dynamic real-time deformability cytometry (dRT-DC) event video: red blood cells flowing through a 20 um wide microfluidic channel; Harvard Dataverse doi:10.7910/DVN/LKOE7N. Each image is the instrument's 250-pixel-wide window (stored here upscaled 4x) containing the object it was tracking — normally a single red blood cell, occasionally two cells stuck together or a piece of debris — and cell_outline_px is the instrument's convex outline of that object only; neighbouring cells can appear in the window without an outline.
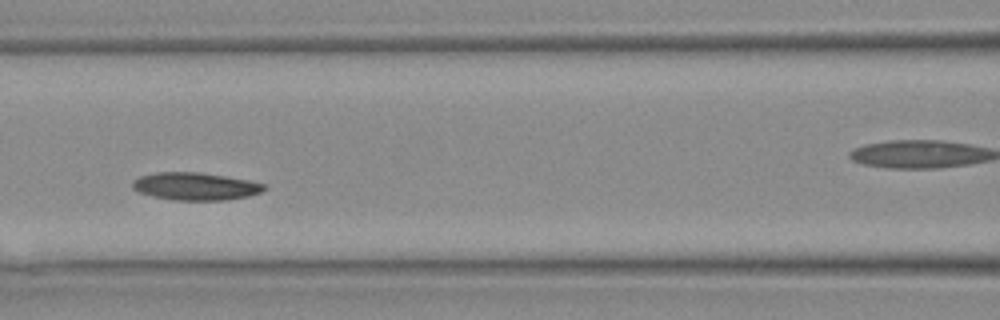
{"species": "Egyptian fruit bat (a non-hibernating species)", "species_latin": "Rousettus aegyptiacus", "temperature_condition": "warm", "stored_images_in_passage": 11, "camera_frame_rate_fps": 3000, "um_per_image_px": 0.085, "animal": {"sex": "female"}, "frame": {"image": 1, "passage_image": 7, "time_ms": 2.0, "image_size_px": [1000, 320], "cell_outline_px": [[264, 188], [260, 192], [248, 196], [228, 200], [176, 200], [152, 196], [140, 192], [132, 188], [132, 180], [140, 176], [156, 172], [200, 172], [248, 180], [264, 184]], "centroid_in_image_um": [16.57, 15.83], "position_along_channel_um": 150.0, "area_um2": 21.04}}